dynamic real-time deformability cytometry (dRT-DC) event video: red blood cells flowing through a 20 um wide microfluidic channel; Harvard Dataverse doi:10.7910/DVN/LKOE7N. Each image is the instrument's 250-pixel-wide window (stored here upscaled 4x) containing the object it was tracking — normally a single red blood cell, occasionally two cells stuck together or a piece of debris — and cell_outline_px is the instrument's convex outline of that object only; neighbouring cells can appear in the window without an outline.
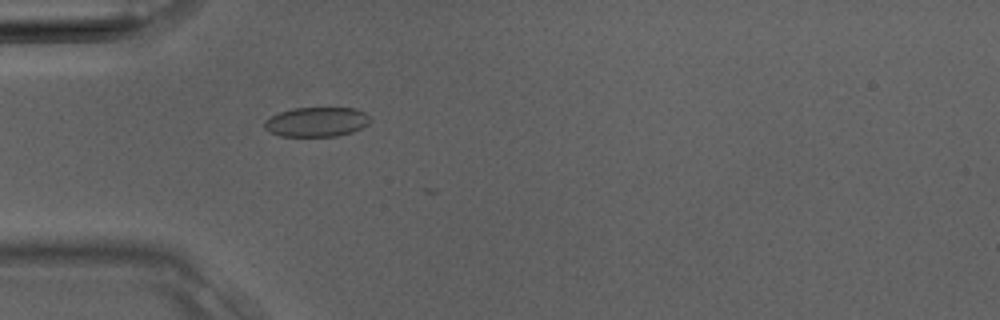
{"species": "Egyptian fruit bat (a non-hibernating species)", "species_latin": "Rousettus aegyptiacus", "temperature_condition": "room temperature", "stored_images_in_passage": 14, "camera_frame_rate_fps": 3000, "um_per_image_px": 0.085, "animal": {"sex": "male"}, "frame": {"image": 1, "passage_image": 11, "time_ms": 3.333, "image_size_px": [1000, 320], "cell_outline_px": [[372, 120], [368, 124], [352, 132], [336, 136], [280, 136], [268, 132], [264, 128], [264, 124], [272, 116], [280, 112], [296, 108], [356, 108], [364, 112]], "centroid_in_image_um": [26.93, 10.37], "position_along_channel_um": 58.1, "area_um2": 18.09}}